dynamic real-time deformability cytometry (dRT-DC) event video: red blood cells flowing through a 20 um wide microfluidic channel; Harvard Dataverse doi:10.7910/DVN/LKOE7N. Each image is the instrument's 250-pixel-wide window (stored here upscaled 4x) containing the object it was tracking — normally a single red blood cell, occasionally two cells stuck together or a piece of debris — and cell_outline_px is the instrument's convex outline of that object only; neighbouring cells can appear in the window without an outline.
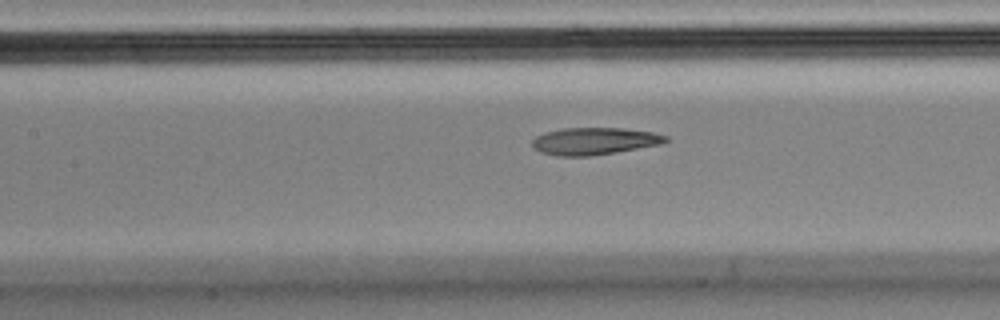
{"species": "Egyptian fruit bat (a non-hibernating species)", "species_latin": "Rousettus aegyptiacus", "temperature_condition": "cold", "stored_images_in_passage": 55, "camera_frame_rate_fps": 3000, "um_per_image_px": 0.085, "animal": {"sex": "male"}, "frame": {"image": 1, "passage_image": 24, "time_ms": 7.667, "image_size_px": [1000, 320], "cell_outline_px": [[668, 140], [660, 144], [616, 152], [592, 156], [556, 156], [540, 152], [532, 144], [532, 140], [536, 136], [544, 132], [564, 128], [624, 128], [652, 132], [668, 136]], "centroid_in_image_um": [50.5, 11.99], "position_along_channel_um": 156.9, "area_um2": 21.1}}
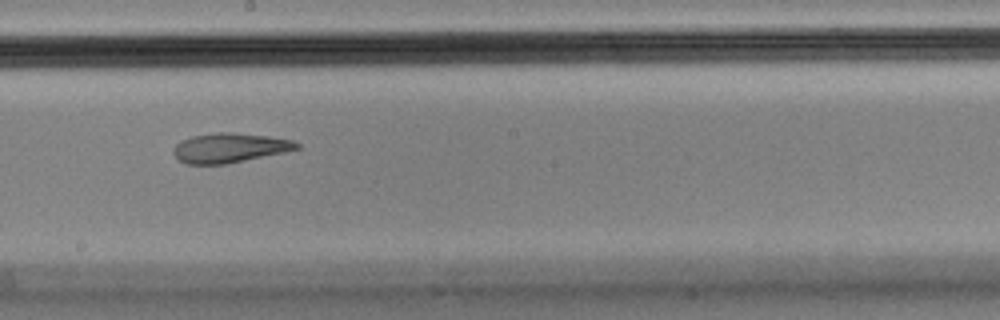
{"frame": {"image": 2, "passage_image": 30, "time_ms": 9.667, "image_size_px": [1000, 320], "cell_outline_px": [[300, 148], [284, 152], [224, 164], [184, 164], [172, 152], [172, 148], [180, 140], [192, 136], [216, 132], [232, 132], [268, 136], [292, 140], [300, 144]], "centroid_in_image_um": [19.48, 12.56], "position_along_channel_um": 228.7, "area_um2": 21.15}}
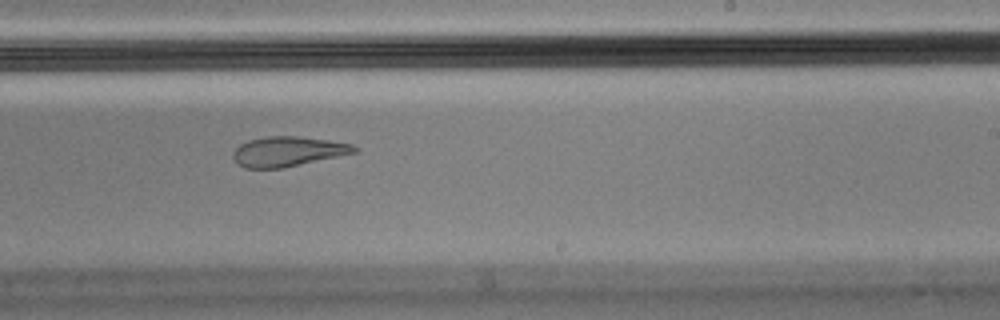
{"frame": {"image": 3, "passage_image": 33, "time_ms": 10.667, "image_size_px": [1000, 320], "cell_outline_px": [[360, 148], [356, 152], [284, 168], [244, 168], [232, 156], [232, 152], [240, 144], [248, 140], [268, 136], [296, 136], [352, 144]], "centroid_in_image_um": [24.45, 12.88], "position_along_channel_um": 264.5, "area_um2": 20.87}, "authors_computed_cell_mechanics": {"area_um2": 21.7328, "velocity_mm_per_s": 3.6026, "shape_relaxation_time_tau1_ms": null, "shape_relaxation_time_tau2_ms": 3.9641, "deformation_change_tau1": null, "deformation_change_tau2": 0.1315}}